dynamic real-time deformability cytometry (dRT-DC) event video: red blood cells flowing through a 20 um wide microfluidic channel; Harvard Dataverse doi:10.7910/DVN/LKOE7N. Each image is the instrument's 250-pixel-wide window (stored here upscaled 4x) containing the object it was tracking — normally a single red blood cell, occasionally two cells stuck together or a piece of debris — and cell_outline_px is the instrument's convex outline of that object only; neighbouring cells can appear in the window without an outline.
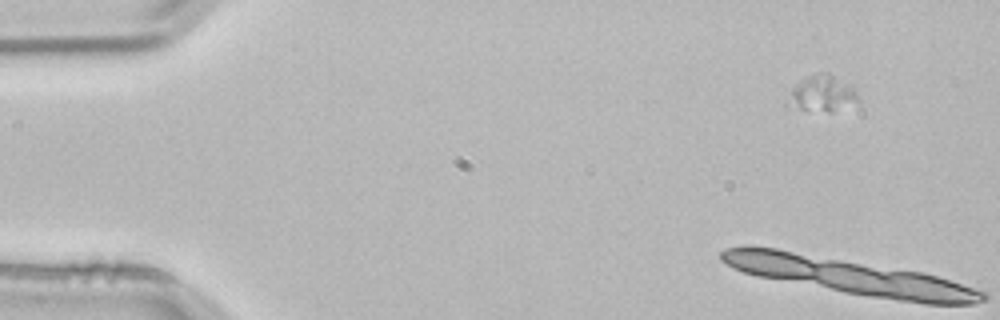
{"species": "common noctule bat (a hibernating species)", "species_latin": "Nyctalus noctula", "temperature_condition": "room temperature", "stored_images_in_passage": 5, "camera_frame_rate_fps": 3000, "um_per_image_px": 0.085, "animal": {"sex": "male", "body_mass_g": 21.5, "forearm_length_mm": 52.0}, "frame": {"image": 1, "passage_image": 1, "time_ms": 0.0, "image_size_px": [1000, 320], "cell_outline_px": [[860, 100], [832, 112], [828, 112], [800, 108], [792, 104], [792, 88], [796, 84], [808, 76], [816, 72], [828, 72], [856, 88]], "centroid_in_image_um": [70.0, 7.91], "position_along_channel_um": 15.0, "area_um2": 14.22}}